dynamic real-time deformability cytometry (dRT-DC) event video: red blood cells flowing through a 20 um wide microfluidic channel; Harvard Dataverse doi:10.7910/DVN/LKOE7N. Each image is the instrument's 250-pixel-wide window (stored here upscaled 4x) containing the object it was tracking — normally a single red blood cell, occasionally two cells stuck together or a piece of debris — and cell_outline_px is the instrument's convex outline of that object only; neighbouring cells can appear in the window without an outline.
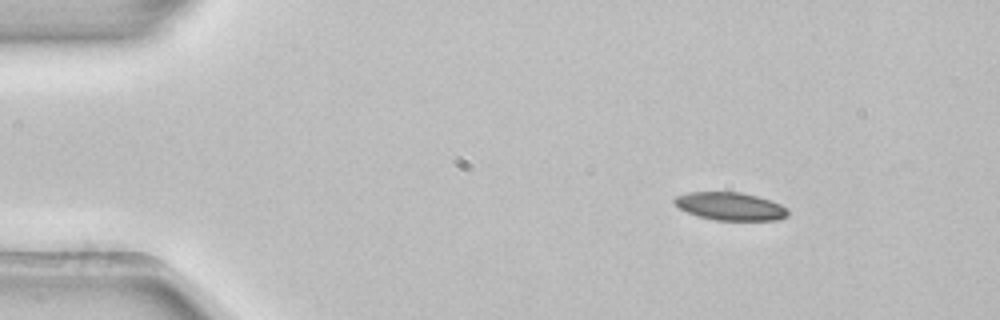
{"species": "common noctule bat (a hibernating species)", "species_latin": "Nyctalus noctula", "temperature_condition": "room temperature", "stored_images_in_passage": 4, "camera_frame_rate_fps": 3000, "um_per_image_px": 0.085, "animal": {"sex": "female", "body_mass_g": 22.7, "forearm_length_mm": 54.2}, "frame": {"image": 1, "passage_image": 1, "time_ms": 0.0, "image_size_px": [1000, 320], "cell_outline_px": [[788, 216], [780, 220], [716, 220], [700, 216], [688, 212], [680, 208], [672, 200], [676, 196], [688, 192], [740, 192], [756, 196], [780, 204], [788, 208]], "centroid_in_image_um": [62.09, 17.54], "position_along_channel_um": 22.9, "area_um2": 18.32}}
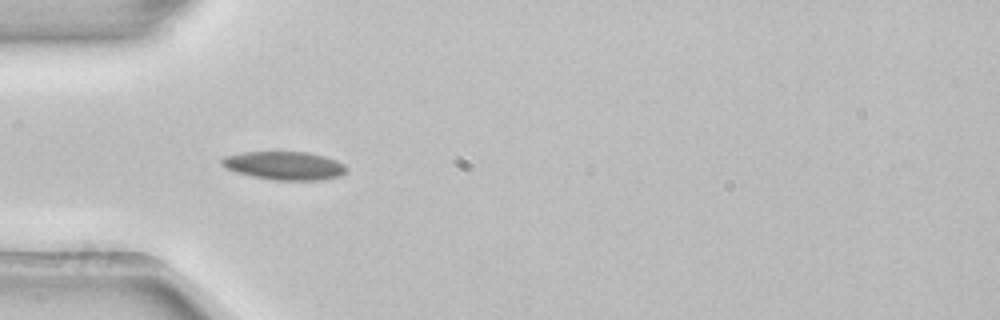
{"frame": {"image": 2, "passage_image": 3, "time_ms": 0.667, "image_size_px": [1000, 320], "cell_outline_px": [[348, 168], [340, 176], [324, 180], [272, 180], [252, 176], [236, 172], [220, 164], [220, 160], [224, 156], [244, 152], [304, 152], [324, 156], [336, 160], [344, 164]], "centroid_in_image_um": [24.18, 14.08], "position_along_channel_um": 60.8, "area_um2": 20.58}}